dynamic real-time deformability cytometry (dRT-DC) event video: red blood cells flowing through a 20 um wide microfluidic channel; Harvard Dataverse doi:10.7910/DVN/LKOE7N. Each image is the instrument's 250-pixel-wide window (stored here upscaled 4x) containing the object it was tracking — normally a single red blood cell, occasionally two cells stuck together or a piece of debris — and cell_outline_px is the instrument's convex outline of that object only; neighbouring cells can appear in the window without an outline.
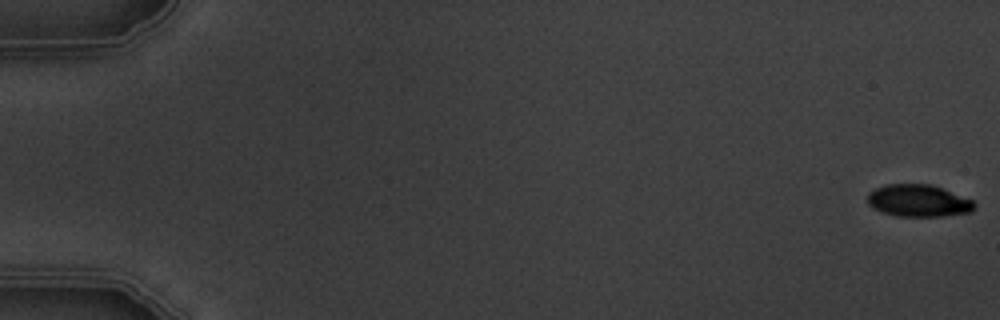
{"species": "common noctule bat (a hibernating species)", "species_latin": "Nyctalus noctula", "temperature_condition": "warm", "stored_images_in_passage": 5, "camera_frame_rate_fps": 3000, "um_per_image_px": 0.085, "animal": {"sex": "male", "body_mass_g": 19.5, "forearm_length_mm": 54.6}, "frame": {"image": 1, "passage_image": 1, "time_ms": 0.0, "image_size_px": [1000, 320], "cell_outline_px": [[976, 208], [972, 212], [944, 216], [896, 216], [872, 208], [868, 204], [868, 192], [884, 184], [928, 184], [940, 188], [972, 200], [976, 204]], "centroid_in_image_um": [78.05, 17.07], "position_along_channel_um": 6.9, "area_um2": 19.94}}
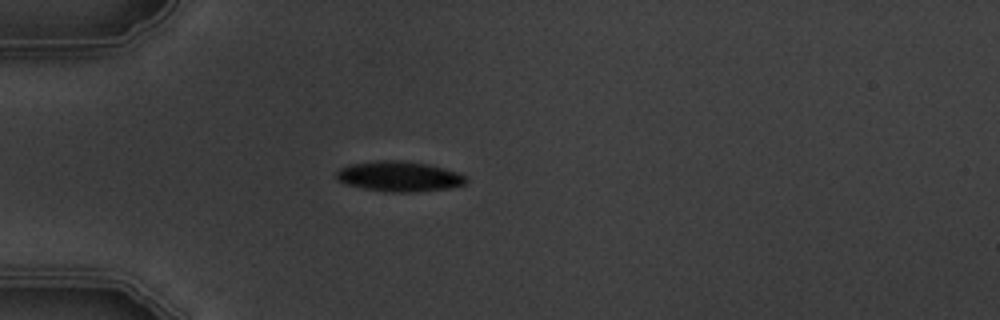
{"frame": {"image": 2, "passage_image": 5, "time_ms": 5.333, "image_size_px": [1000, 320], "cell_outline_px": [[468, 184], [452, 188], [412, 192], [384, 192], [364, 188], [348, 184], [336, 180], [336, 172], [340, 168], [348, 164], [380, 160], [400, 160], [428, 164], [444, 168], [468, 176]], "centroid_in_image_um": [33.97, 15.0], "position_along_channel_um": 51.0, "area_um2": 23.12}}